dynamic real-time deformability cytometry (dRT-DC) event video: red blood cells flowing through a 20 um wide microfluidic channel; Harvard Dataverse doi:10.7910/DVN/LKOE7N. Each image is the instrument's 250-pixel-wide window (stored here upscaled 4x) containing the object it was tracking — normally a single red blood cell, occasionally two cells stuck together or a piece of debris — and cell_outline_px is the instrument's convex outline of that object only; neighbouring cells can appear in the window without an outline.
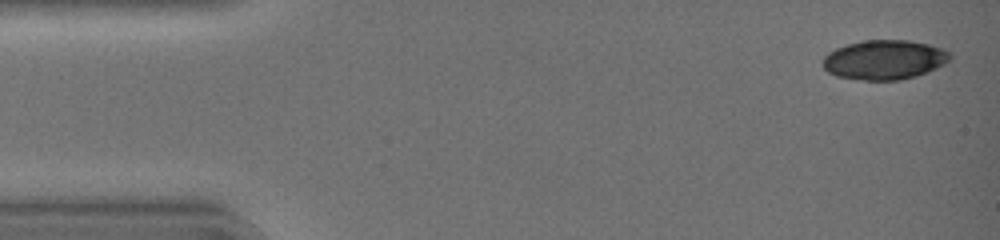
{"species": "common noctule bat (a hibernating species)", "species_latin": "Nyctalus noctula", "temperature_condition": "warm", "stored_images_in_passage": 42, "camera_frame_rate_fps": 3000, "um_per_image_px": 0.085, "animal": {"sex": "female", "body_mass_g": 19.0, "forearm_length_mm": 51.5}, "frame": {"image": 1, "passage_image": 1, "time_ms": 0.0, "image_size_px": [1000, 240], "cell_outline_px": [[952, 56], [944, 64], [928, 72], [916, 76], [900, 80], [864, 80], [836, 76], [828, 72], [824, 68], [824, 56], [828, 52], [836, 48], [848, 44], [864, 40], [908, 40], [928, 44], [952, 52]], "centroid_in_image_um": [75.19, 5.08], "position_along_channel_um": 9.8, "area_um2": 29.25}}
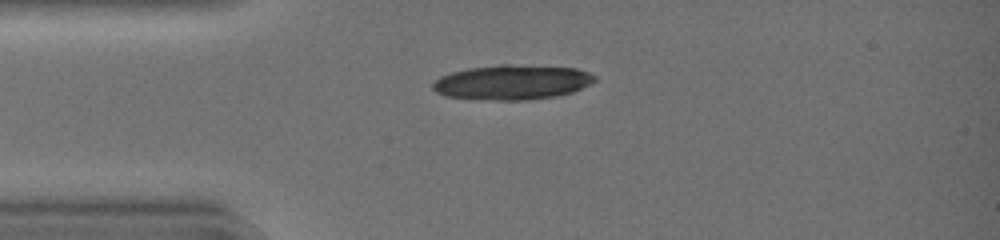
{"frame": {"image": 2, "passage_image": 10, "time_ms": 3.0, "image_size_px": [1000, 240], "cell_outline_px": [[596, 80], [572, 92], [556, 96], [528, 100], [496, 100], [444, 96], [436, 92], [432, 88], [432, 84], [440, 76], [452, 72], [468, 68], [500, 64], [512, 64], [576, 68], [588, 72], [596, 76]], "centroid_in_image_um": [43.52, 6.98], "position_along_channel_um": 41.5, "area_um2": 32.77}}